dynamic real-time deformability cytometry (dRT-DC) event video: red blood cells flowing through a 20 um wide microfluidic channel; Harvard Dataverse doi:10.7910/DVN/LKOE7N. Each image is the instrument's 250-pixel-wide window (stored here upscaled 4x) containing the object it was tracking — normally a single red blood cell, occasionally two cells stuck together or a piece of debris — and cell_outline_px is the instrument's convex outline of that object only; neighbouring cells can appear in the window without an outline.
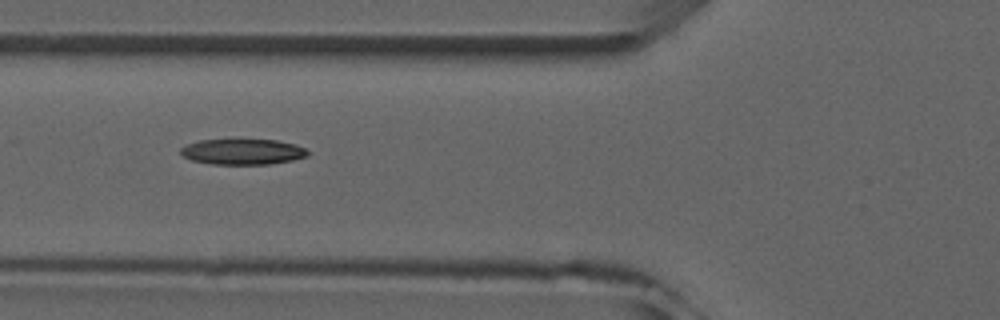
{"species": "common noctule bat (a hibernating species)", "species_latin": "Nyctalus noctula", "temperature_condition": "room temperature", "stored_images_in_passage": 4, "camera_frame_rate_fps": 3000, "um_per_image_px": 0.085, "animal": {"sex": "male", "forearm_length_mm": 52.5}, "frame": {"image": 1, "passage_image": 3, "time_ms": 3.0, "image_size_px": [1000, 320], "cell_outline_px": [[308, 156], [292, 160], [268, 164], [212, 164], [192, 160], [184, 156], [180, 152], [180, 148], [188, 144], [200, 140], [276, 140], [296, 144], [304, 148], [308, 152]], "centroid_in_image_um": [20.63, 12.9], "position_along_channel_um": 105.2, "area_um2": 18.79}}
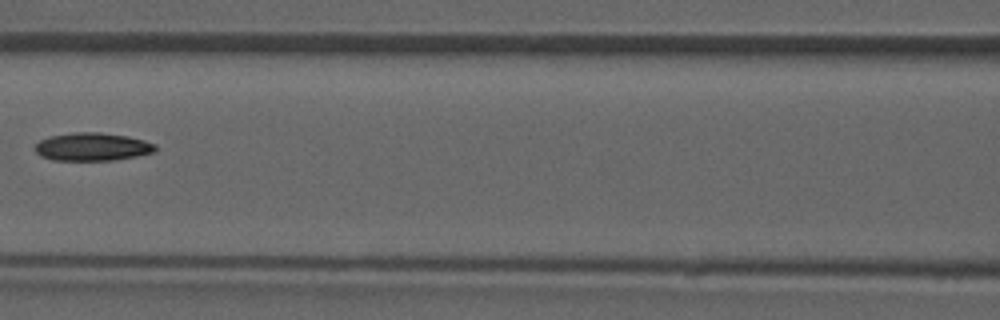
{"frame": {"image": 2, "passage_image": 4, "time_ms": 4.333, "image_size_px": [1000, 320], "cell_outline_px": [[156, 148], [152, 152], [136, 156], [112, 160], [52, 160], [40, 156], [32, 148], [40, 140], [48, 136], [72, 132], [100, 132], [128, 136], [144, 140], [156, 144]], "centroid_in_image_um": [7.79, 12.47], "position_along_channel_um": 158.8, "area_um2": 19.77}}